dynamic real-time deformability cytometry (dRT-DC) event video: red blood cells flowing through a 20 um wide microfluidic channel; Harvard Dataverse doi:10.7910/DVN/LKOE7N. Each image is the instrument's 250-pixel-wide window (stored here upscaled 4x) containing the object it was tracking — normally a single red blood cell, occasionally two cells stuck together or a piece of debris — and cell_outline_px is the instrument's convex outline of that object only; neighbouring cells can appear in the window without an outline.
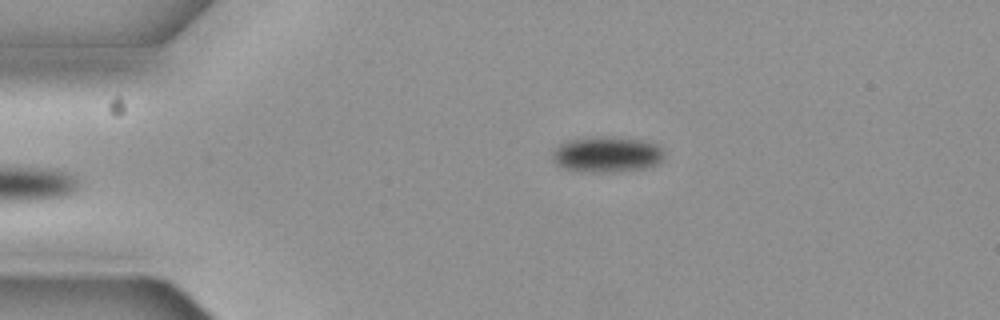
{"species": "common noctule bat (a hibernating species)", "species_latin": "Nyctalus noctula", "temperature_condition": "cold", "stored_images_in_passage": 4, "camera_frame_rate_fps": 3000, "um_per_image_px": 0.085, "animal": {"sex": "female", "body_mass_g": 19.3, "forearm_length_mm": 54.1}, "frame": {"image": 1, "passage_image": 4, "time_ms": 1.0, "image_size_px": [1000, 320], "cell_outline_px": [[664, 156], [660, 164], [648, 168], [564, 168], [556, 164], [552, 160], [552, 152], [564, 140], [596, 136], [616, 136], [644, 140], [656, 144], [664, 152]], "centroid_in_image_um": [51.62, 13.02], "position_along_channel_um": 33.4, "area_um2": 22.25}}